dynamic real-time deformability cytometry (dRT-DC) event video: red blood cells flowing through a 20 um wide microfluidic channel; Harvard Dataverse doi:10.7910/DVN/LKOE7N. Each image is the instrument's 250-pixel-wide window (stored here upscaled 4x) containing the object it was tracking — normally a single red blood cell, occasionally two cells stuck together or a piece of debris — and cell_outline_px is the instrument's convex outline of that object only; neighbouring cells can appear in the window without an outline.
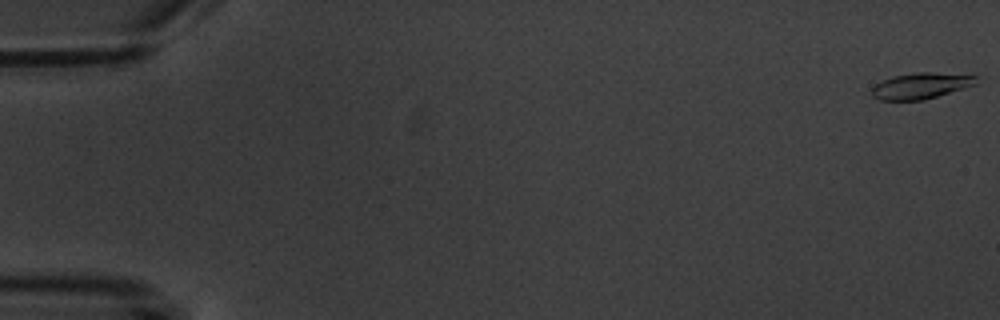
{"species": "common noctule bat (a hibernating species)", "species_latin": "Nyctalus noctula", "temperature_condition": "warm", "stored_images_in_passage": 5, "camera_frame_rate_fps": 3000, "um_per_image_px": 0.085, "animal": {"sex": "male", "body_mass_g": 20.1, "forearm_length_mm": 53.5}, "frame": {"image": 1, "passage_image": 1, "time_ms": 0.0, "image_size_px": [1000, 320], "cell_outline_px": [[976, 84], [924, 100], [880, 100], [872, 96], [872, 88], [876, 84], [892, 76], [916, 72], [932, 72], [976, 76]], "centroid_in_image_um": [78.24, 7.29], "position_along_channel_um": 6.8, "area_um2": 15.61}}
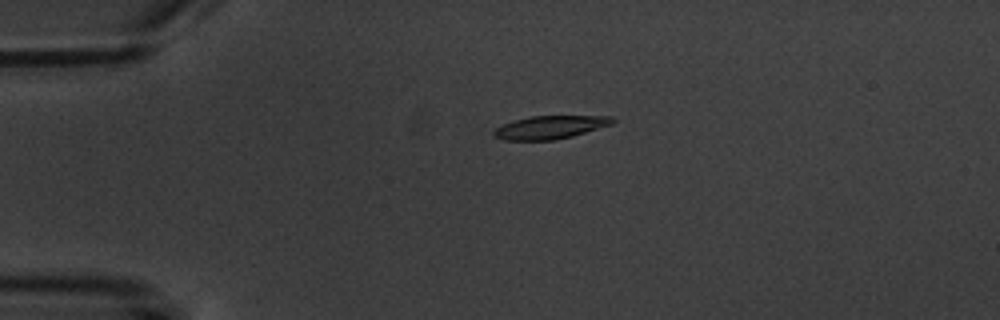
{"frame": {"image": 2, "passage_image": 4, "time_ms": 4.333, "image_size_px": [1000, 320], "cell_outline_px": [[616, 120], [612, 124], [572, 136], [556, 140], [504, 140], [492, 136], [492, 132], [496, 128], [512, 120], [532, 116], [612, 116]], "centroid_in_image_um": [46.73, 10.82], "position_along_channel_um": 38.3, "area_um2": 16.01}}